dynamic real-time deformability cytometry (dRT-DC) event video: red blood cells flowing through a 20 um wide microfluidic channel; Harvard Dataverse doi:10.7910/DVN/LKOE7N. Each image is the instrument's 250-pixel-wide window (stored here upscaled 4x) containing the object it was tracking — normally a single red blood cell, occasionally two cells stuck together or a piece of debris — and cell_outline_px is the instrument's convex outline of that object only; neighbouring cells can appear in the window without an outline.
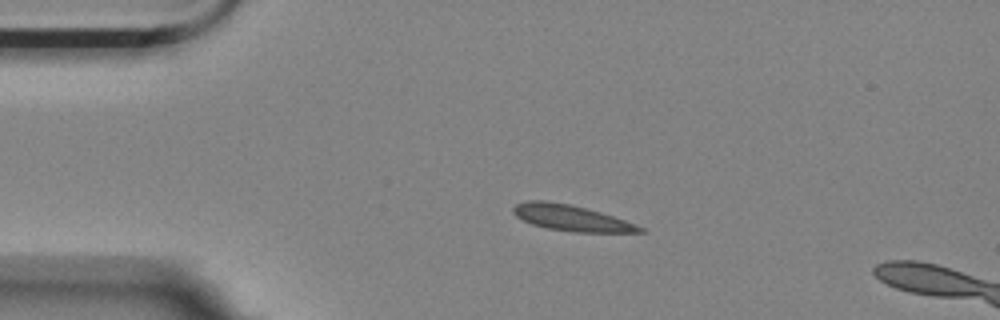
{"species": "Egyptian fruit bat (a non-hibernating species)", "species_latin": "Rousettus aegyptiacus", "temperature_condition": "room temperature", "stored_images_in_passage": 47, "segment_of_instrument_passage": [1, 2], "camera_frame_rate_fps": 3000, "um_per_image_px": 0.085, "animal": {"sex": "female"}, "frame": {"image": 1, "passage_image": 1, "time_ms": 0.0, "image_size_px": [1000, 320], "cell_outline_px": [[644, 232], [572, 232], [548, 228], [532, 224], [516, 216], [512, 212], [512, 208], [516, 204], [524, 200], [548, 200], [568, 204], [600, 212], [636, 224], [644, 228]], "centroid_in_image_um": [48.51, 18.51], "position_along_channel_um": 36.5, "area_um2": 18.96}}
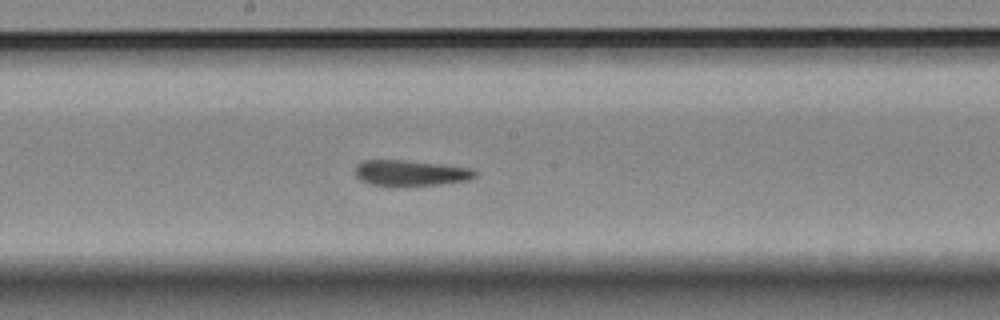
{"frame": {"image": 2, "passage_image": 19, "time_ms": 6.0, "image_size_px": [1000, 320], "cell_outline_px": [[476, 176], [468, 180], [440, 184], [368, 184], [360, 180], [356, 176], [356, 164], [364, 160], [404, 160], [440, 164], [472, 168], [476, 172]], "centroid_in_image_um": [34.9, 14.67], "position_along_channel_um": 213.3, "area_um2": 17.46}}
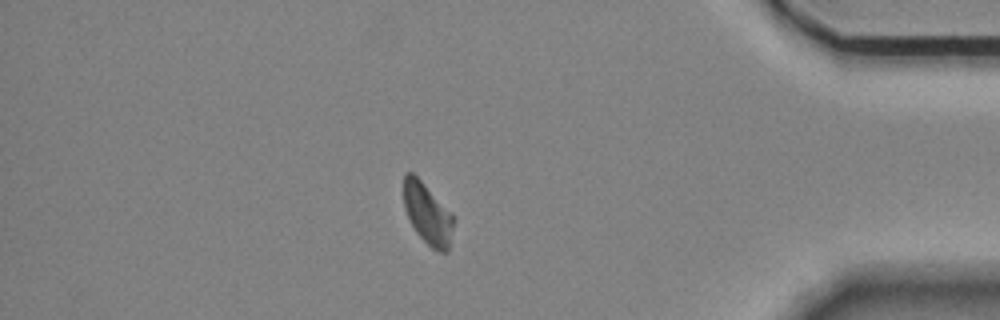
{"frame": {"image": 3, "passage_image": 38, "time_ms": 12.333, "image_size_px": [1000, 320], "cell_outline_px": [[452, 228], [448, 252], [440, 252], [432, 248], [416, 232], [404, 208], [404, 172], [412, 172], [452, 212]], "centroid_in_image_um": [36.33, 18.16], "position_along_channel_um": 398.9, "area_um2": 17.34}}